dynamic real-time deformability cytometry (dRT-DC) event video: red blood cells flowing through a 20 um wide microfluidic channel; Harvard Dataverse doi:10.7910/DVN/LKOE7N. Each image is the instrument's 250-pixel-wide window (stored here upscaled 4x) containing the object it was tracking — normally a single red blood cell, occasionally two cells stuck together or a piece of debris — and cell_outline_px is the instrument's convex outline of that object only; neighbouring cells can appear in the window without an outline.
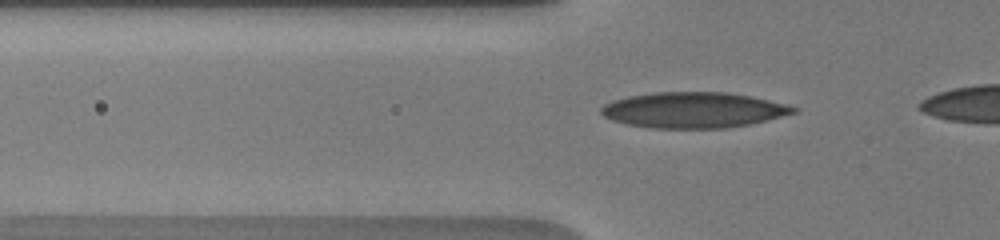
{"species": "human", "species_latin": "Homo sapiens", "temperature_condition": "warm", "stored_images_in_passage": 28, "camera_frame_rate_fps": 3000, "um_per_image_px": 0.085, "donor": {"sex": "male"}, "frame": {"image": 1, "passage_image": 6, "time_ms": 2.0, "image_size_px": [1000, 240], "cell_outline_px": [[800, 108], [796, 112], [748, 124], [728, 128], [652, 128], [628, 124], [612, 120], [604, 116], [600, 112], [600, 108], [604, 104], [612, 100], [628, 96], [656, 92], [728, 92], [752, 96]], "centroid_in_image_um": [58.9, 9.34], "position_along_channel_um": 66.9, "area_um2": 39.82}}
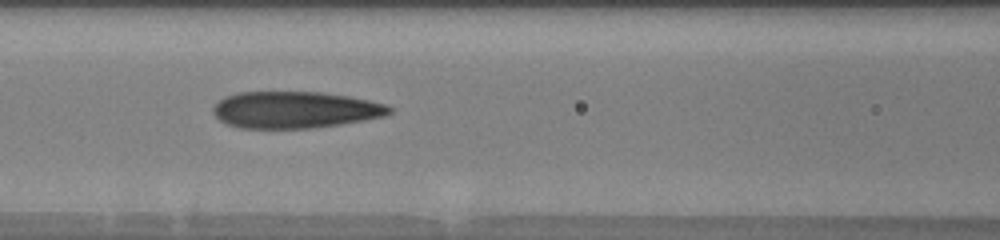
{"frame": {"image": 2, "passage_image": 11, "time_ms": 4.0, "image_size_px": [1000, 240], "cell_outline_px": [[392, 112], [384, 116], [364, 120], [340, 124], [312, 128], [240, 128], [228, 124], [220, 120], [212, 112], [212, 108], [224, 96], [236, 92], [320, 92], [348, 96], [388, 104], [392, 108]], "centroid_in_image_um": [25.07, 9.33], "position_along_channel_um": 141.5, "area_um2": 37.74}}
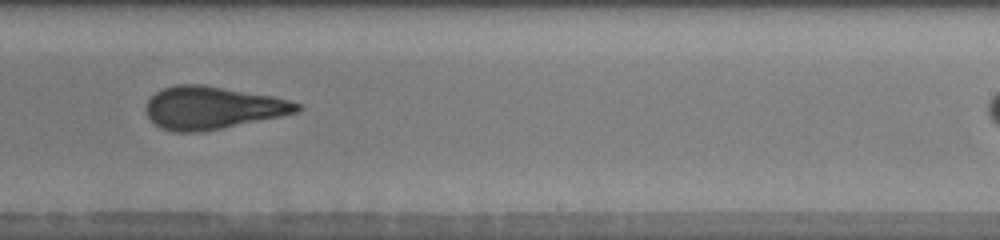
{"frame": {"image": 3, "passage_image": 19, "time_ms": 7.333, "image_size_px": [1000, 240], "cell_outline_px": [[304, 108], [300, 112], [200, 132], [172, 132], [160, 128], [148, 116], [144, 108], [148, 100], [156, 92], [164, 88], [176, 84], [200, 84], [272, 96], [288, 100], [300, 104]], "centroid_in_image_um": [18.04, 9.16], "position_along_channel_um": 271.0, "area_um2": 37.28}}